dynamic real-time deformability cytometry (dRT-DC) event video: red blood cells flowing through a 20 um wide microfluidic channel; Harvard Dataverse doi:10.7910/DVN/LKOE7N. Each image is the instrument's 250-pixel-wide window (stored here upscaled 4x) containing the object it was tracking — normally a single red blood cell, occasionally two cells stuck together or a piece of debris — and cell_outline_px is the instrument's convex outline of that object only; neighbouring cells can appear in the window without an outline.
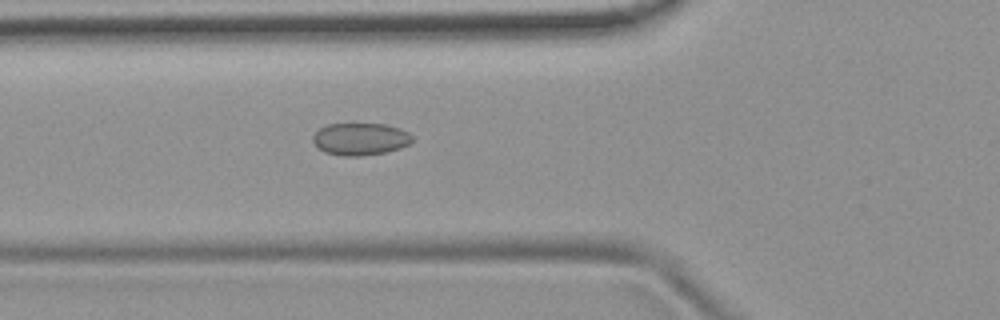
{"species": "common noctule bat (a hibernating species)", "species_latin": "Nyctalus noctula", "temperature_condition": "room temperature", "stored_images_in_passage": 52, "camera_frame_rate_fps": 3000, "um_per_image_px": 0.085, "animal": {"sex": "female", "body_mass_g": 19.9}, "frame": {"image": 1, "passage_image": 19, "time_ms": 6.0, "image_size_px": [1000, 320], "cell_outline_px": [[412, 140], [408, 144], [400, 148], [388, 152], [360, 156], [340, 156], [324, 152], [316, 148], [312, 140], [312, 136], [320, 128], [328, 124], [384, 124], [400, 128], [408, 132], [412, 136]], "centroid_in_image_um": [30.6, 11.83], "position_along_channel_um": 95.2, "area_um2": 18.84}}
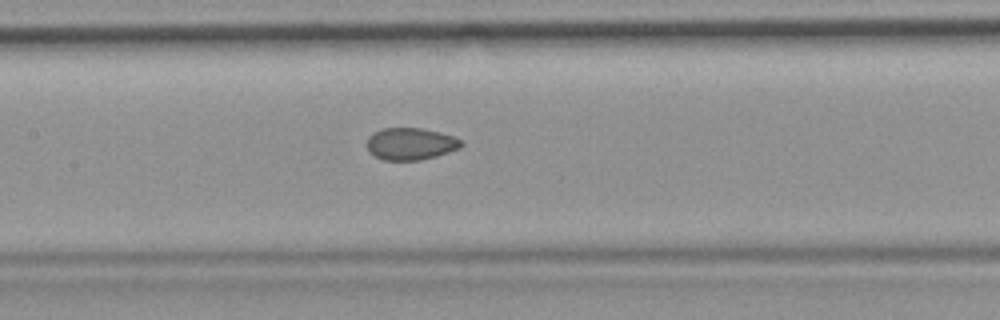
{"frame": {"image": 2, "passage_image": 25, "time_ms": 8.0, "image_size_px": [1000, 320], "cell_outline_px": [[464, 144], [460, 148], [436, 156], [420, 160], [384, 160], [368, 152], [368, 136], [372, 132], [380, 128], [420, 128], [440, 132], [452, 136], [460, 140]], "centroid_in_image_um": [34.88, 12.22], "position_along_channel_um": 172.5, "area_um2": 17.63}}
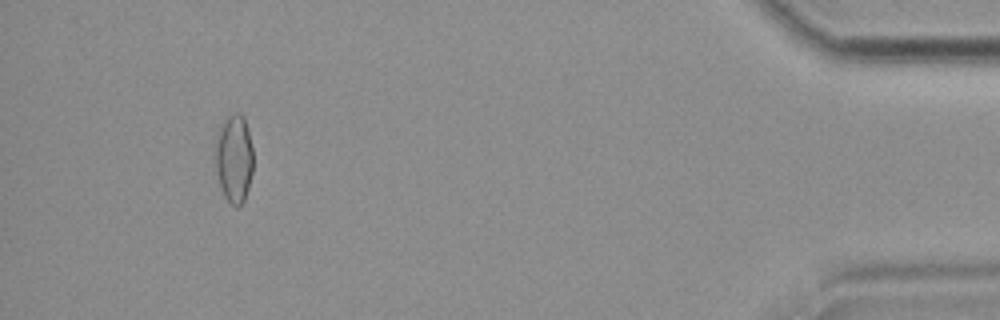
{"frame": {"image": 3, "passage_image": 49, "time_ms": 16.0, "image_size_px": [1000, 320], "cell_outline_px": [[252, 172], [248, 188], [244, 200], [236, 208], [224, 196], [220, 184], [216, 168], [212, 148], [220, 128], [224, 120], [228, 116], [236, 112], [240, 112], [244, 116], [252, 148]], "centroid_in_image_um": [19.86, 13.44], "position_along_channel_um": 415.3, "area_um2": 19.54}, "authors_computed_cell_mechanics": {"area_um2": 18.6694, "velocity_mm_per_s": 3.8472, "shape_relaxation_time_tau1_ms": null, "shape_relaxation_time_tau2_ms": 1.1263, "deformation_change_tau1": null, "deformation_change_tau2": 0.0424}}